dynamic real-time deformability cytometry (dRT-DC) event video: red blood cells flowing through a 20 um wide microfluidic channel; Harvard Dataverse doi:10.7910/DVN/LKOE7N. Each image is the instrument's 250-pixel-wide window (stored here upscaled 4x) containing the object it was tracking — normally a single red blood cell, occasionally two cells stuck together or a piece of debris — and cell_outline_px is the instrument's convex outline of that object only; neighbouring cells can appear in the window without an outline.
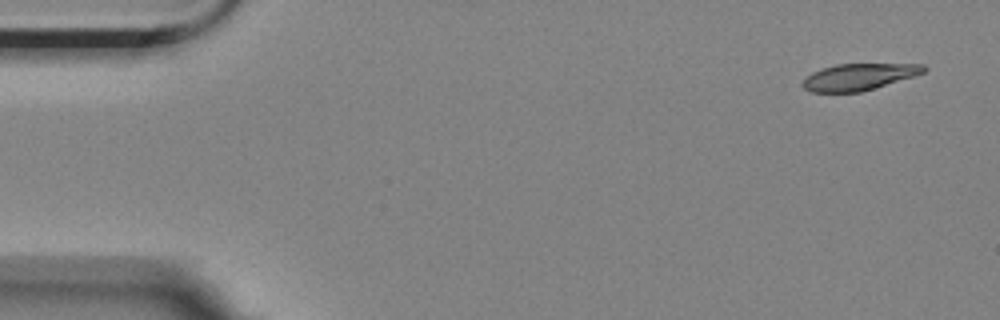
{"species": "Egyptian fruit bat (a non-hibernating species)", "species_latin": "Rousettus aegyptiacus", "temperature_condition": "room temperature", "stored_images_in_passage": 4, "camera_frame_rate_fps": 3000, "um_per_image_px": 0.085, "animal": {"sex": "female"}, "frame": {"image": 1, "passage_image": 1, "time_ms": 0.0, "image_size_px": [1000, 320], "cell_outline_px": [[928, 68], [924, 72], [912, 76], [860, 92], [812, 92], [804, 88], [800, 84], [804, 76], [820, 68], [836, 64], [924, 64]], "centroid_in_image_um": [72.92, 6.52], "position_along_channel_um": 12.1, "area_um2": 18.73}}